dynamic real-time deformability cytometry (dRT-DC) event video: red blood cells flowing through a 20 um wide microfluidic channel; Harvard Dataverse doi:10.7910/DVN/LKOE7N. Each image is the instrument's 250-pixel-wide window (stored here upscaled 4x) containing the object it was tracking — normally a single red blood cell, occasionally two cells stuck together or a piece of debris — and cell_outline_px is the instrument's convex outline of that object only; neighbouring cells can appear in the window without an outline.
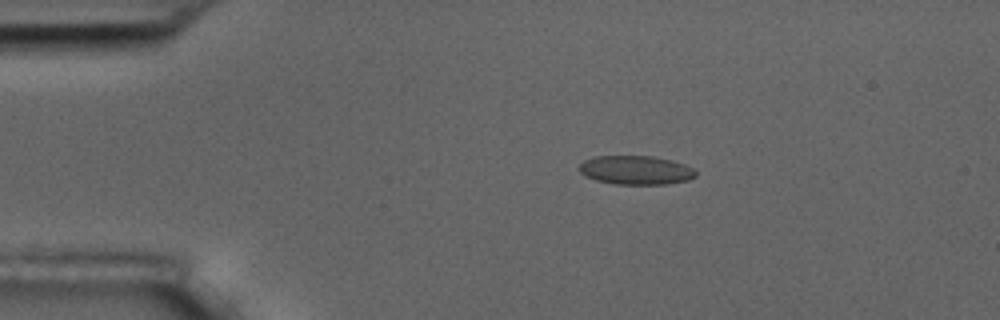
{"species": "common noctule bat (a hibernating species)", "species_latin": "Nyctalus noctula", "temperature_condition": "room temperature", "stored_images_in_passage": 9, "camera_frame_rate_fps": 3000, "um_per_image_px": 0.085, "animal": {"sex": "male", "body_mass_g": 17.5, "forearm_length_mm": 52.3}, "frame": {"image": 1, "passage_image": 3, "time_ms": 2.333, "image_size_px": [1000, 320], "cell_outline_px": [[696, 176], [688, 180], [664, 184], [616, 184], [596, 180], [584, 176], [580, 172], [580, 164], [584, 160], [592, 156], [652, 156], [672, 160], [684, 164], [692, 168], [696, 172]], "centroid_in_image_um": [54.03, 14.45], "position_along_channel_um": 31.0, "area_um2": 19.59}}
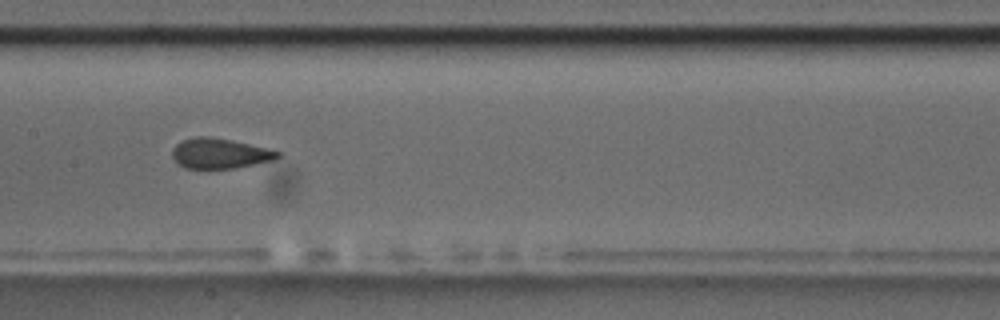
{"frame": {"image": 2, "passage_image": 8, "time_ms": 8.0, "image_size_px": [1000, 320], "cell_outline_px": [[280, 156], [272, 160], [236, 168], [184, 168], [172, 156], [172, 148], [180, 140], [196, 136], [208, 136], [232, 140], [280, 152]], "centroid_in_image_um": [18.63, 13.03], "position_along_channel_um": 188.8, "area_um2": 18.32}}
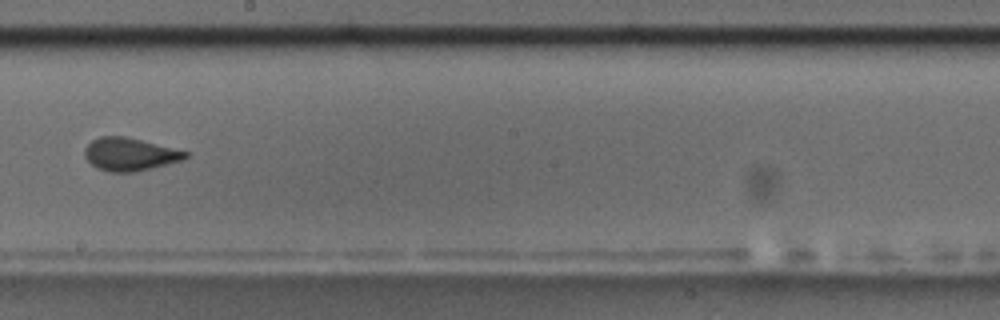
{"frame": {"image": 3, "passage_image": 9, "time_ms": 9.333, "image_size_px": [1000, 320], "cell_outline_px": [[188, 156], [184, 160], [152, 168], [132, 172], [108, 172], [96, 168], [84, 156], [84, 148], [92, 140], [100, 136], [128, 136], [188, 152]], "centroid_in_image_um": [11.02, 13.11], "position_along_channel_um": 237.2, "area_um2": 19.42}}